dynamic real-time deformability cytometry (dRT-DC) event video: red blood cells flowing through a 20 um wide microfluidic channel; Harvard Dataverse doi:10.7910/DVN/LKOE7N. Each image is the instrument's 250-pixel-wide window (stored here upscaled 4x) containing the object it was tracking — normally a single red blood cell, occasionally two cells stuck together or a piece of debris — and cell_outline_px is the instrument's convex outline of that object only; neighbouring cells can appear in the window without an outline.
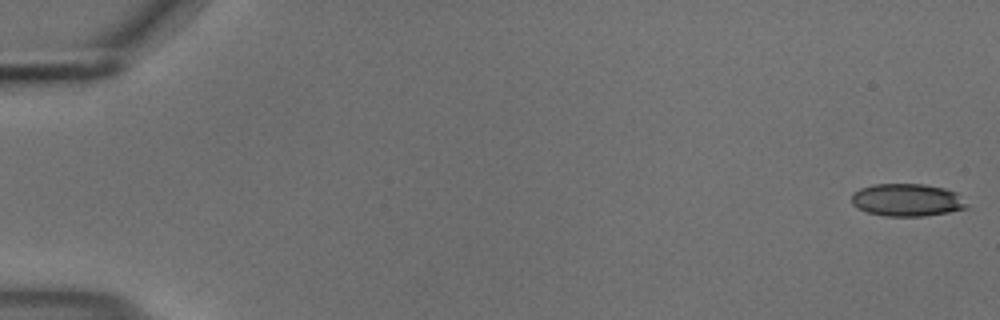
{"species": "common noctule bat (a hibernating species)", "species_latin": "Nyctalus noctula", "temperature_condition": "cold", "stored_images_in_passage": 55, "camera_frame_rate_fps": 3000, "um_per_image_px": 0.085, "animal": {"sex": "male", "body_mass_g": 18.8}, "frame": {"image": 1, "passage_image": 1, "time_ms": 0.0, "image_size_px": [1000, 320], "cell_outline_px": [[968, 208], [948, 212], [924, 216], [884, 216], [868, 212], [856, 208], [852, 204], [852, 192], [860, 188], [872, 184], [924, 184], [944, 188], [956, 192], [968, 204]], "centroid_in_image_um": [77.08, 17.0], "position_along_channel_um": 7.9, "area_um2": 22.02}}
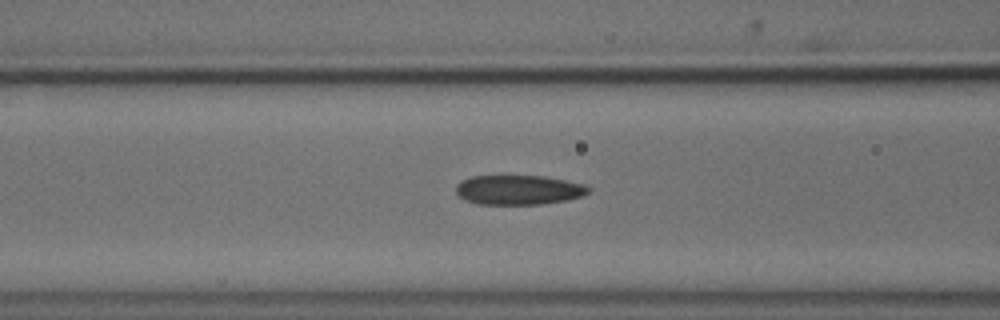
{"frame": {"image": 2, "passage_image": 23, "time_ms": 7.333, "image_size_px": [1000, 320], "cell_outline_px": [[592, 192], [584, 196], [568, 200], [540, 204], [476, 204], [464, 200], [456, 192], [456, 184], [460, 180], [472, 176], [544, 176], [584, 184], [592, 188]], "centroid_in_image_um": [44.11, 16.14], "position_along_channel_um": 122.5, "area_um2": 23.12}}
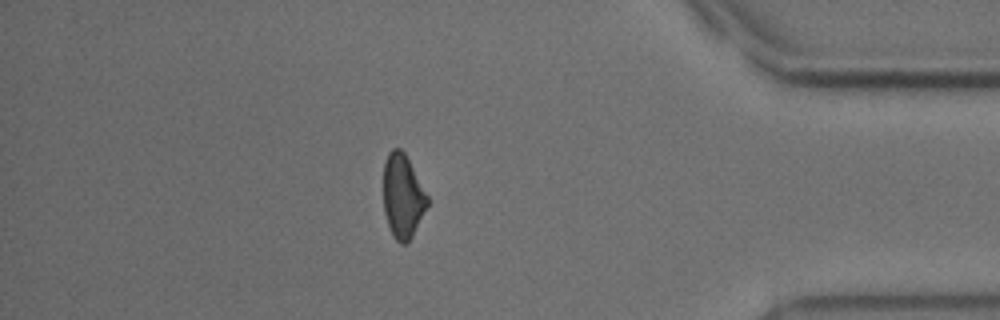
{"frame": {"image": 3, "passage_image": 48, "time_ms": 15.667, "image_size_px": [1000, 320], "cell_outline_px": [[428, 204], [412, 236], [404, 244], [400, 244], [392, 236], [384, 212], [384, 164], [388, 152], [392, 148], [400, 148], [404, 152], [428, 196]], "centroid_in_image_um": [34.22, 16.67], "position_along_channel_um": 401.0, "area_um2": 21.21}, "authors_computed_cell_mechanics": {"area_um2": 23.0622, "velocity_mm_per_s": 3.7187, "shape_relaxation_time_tau1_ms": 5.5185, "shape_relaxation_time_tau2_ms": 4.1073, "deformation_change_tau1": 0.1274, "deformation_change_tau2": 0.114}}